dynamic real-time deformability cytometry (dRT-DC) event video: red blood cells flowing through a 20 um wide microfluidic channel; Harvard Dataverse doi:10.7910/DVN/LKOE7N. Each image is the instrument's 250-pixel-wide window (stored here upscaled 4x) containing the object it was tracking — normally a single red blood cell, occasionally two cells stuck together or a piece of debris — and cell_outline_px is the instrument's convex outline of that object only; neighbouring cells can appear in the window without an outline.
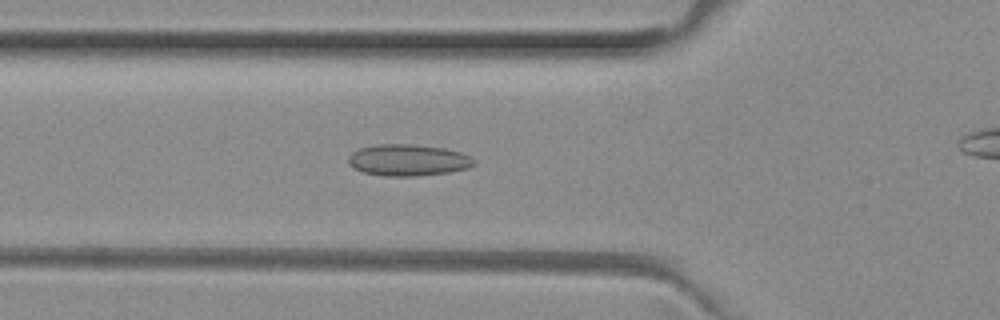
{"species": "common noctule bat (a hibernating species)", "species_latin": "Nyctalus noctula", "temperature_condition": "room temperature", "stored_images_in_passage": 41, "camera_frame_rate_fps": 3000, "um_per_image_px": 0.085, "animal": {"sex": "female", "body_mass_g": 29.2, "forearm_length_mm": 56.3}, "frame": {"image": 1, "passage_image": 17, "time_ms": 5.333, "image_size_px": [1000, 320], "cell_outline_px": [[476, 164], [468, 168], [452, 172], [416, 176], [384, 176], [364, 172], [352, 168], [348, 164], [348, 156], [352, 152], [360, 148], [376, 144], [412, 144], [444, 148], [460, 152], [476, 160]], "centroid_in_image_um": [34.68, 13.61], "position_along_channel_um": 91.1, "area_um2": 23.29}}
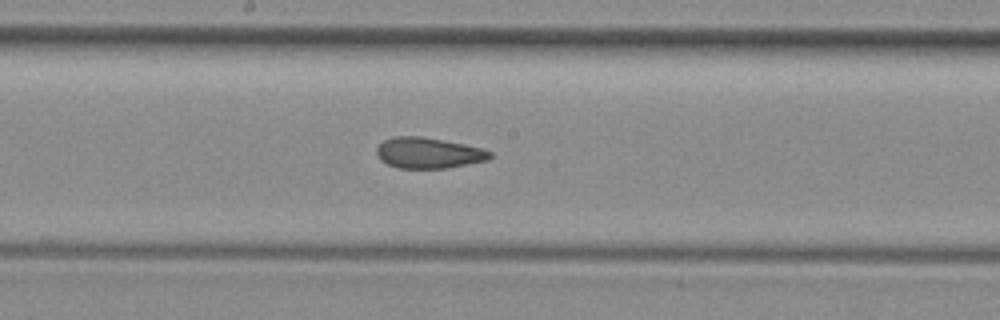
{"frame": {"image": 2, "passage_image": 26, "time_ms": 8.333, "image_size_px": [1000, 320], "cell_outline_px": [[492, 156], [488, 160], [444, 168], [396, 168], [380, 160], [376, 152], [376, 148], [384, 140], [392, 136], [420, 136], [444, 140], [464, 144], [480, 148], [492, 152]], "centroid_in_image_um": [36.39, 12.99], "position_along_channel_um": 211.8, "area_um2": 20.29}}
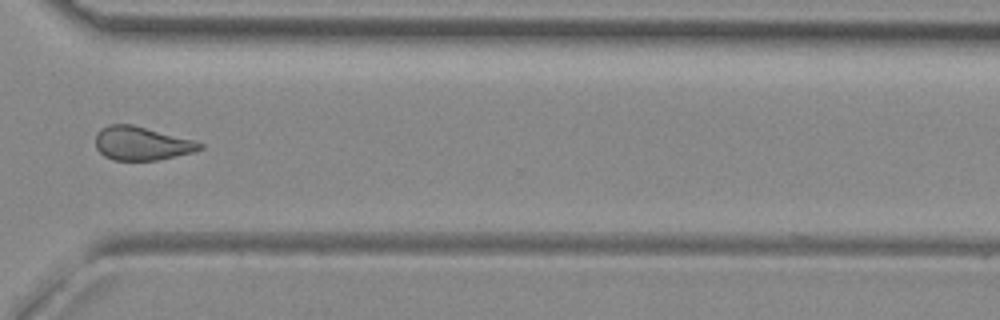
{"frame": {"image": 3, "passage_image": 37, "time_ms": 12.0, "image_size_px": [1000, 320], "cell_outline_px": [[204, 148], [192, 152], [160, 160], [112, 160], [104, 156], [96, 148], [96, 132], [100, 128], [108, 124], [132, 124], [196, 140], [204, 144]], "centroid_in_image_um": [12.05, 12.18], "position_along_channel_um": 358.6, "area_um2": 20.69}}